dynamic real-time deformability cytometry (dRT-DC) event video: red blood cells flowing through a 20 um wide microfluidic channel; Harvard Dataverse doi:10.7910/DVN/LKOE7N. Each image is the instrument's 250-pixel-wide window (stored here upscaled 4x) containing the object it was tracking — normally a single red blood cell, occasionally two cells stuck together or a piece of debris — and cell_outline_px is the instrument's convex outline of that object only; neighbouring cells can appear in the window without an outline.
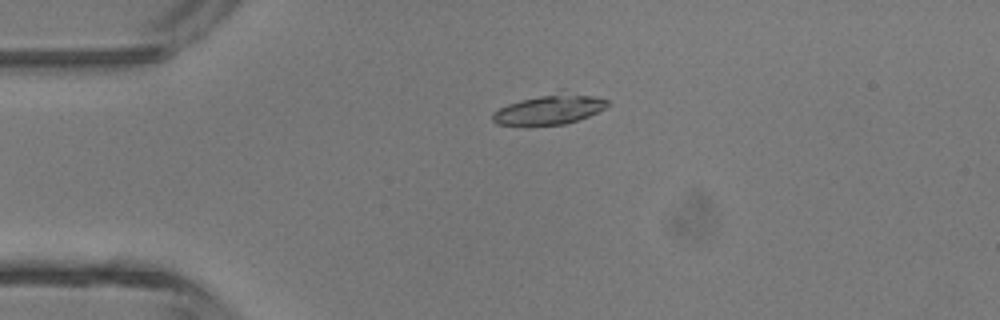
{"species": "common noctule bat (a hibernating species)", "species_latin": "Nyctalus noctula", "temperature_condition": "room temperature", "stored_images_in_passage": 4, "camera_frame_rate_fps": 3000, "um_per_image_px": 0.085, "animal": {"sex": "male", "body_mass_g": 13.3}, "frame": {"image": 1, "passage_image": 4, "time_ms": 1.0, "image_size_px": [1000, 320], "cell_outline_px": [[608, 104], [604, 108], [588, 116], [564, 124], [496, 124], [492, 120], [492, 112], [508, 104], [520, 100], [564, 88], [608, 100]], "centroid_in_image_um": [46.73, 9.23], "position_along_channel_um": 38.3, "area_um2": 20.17}}